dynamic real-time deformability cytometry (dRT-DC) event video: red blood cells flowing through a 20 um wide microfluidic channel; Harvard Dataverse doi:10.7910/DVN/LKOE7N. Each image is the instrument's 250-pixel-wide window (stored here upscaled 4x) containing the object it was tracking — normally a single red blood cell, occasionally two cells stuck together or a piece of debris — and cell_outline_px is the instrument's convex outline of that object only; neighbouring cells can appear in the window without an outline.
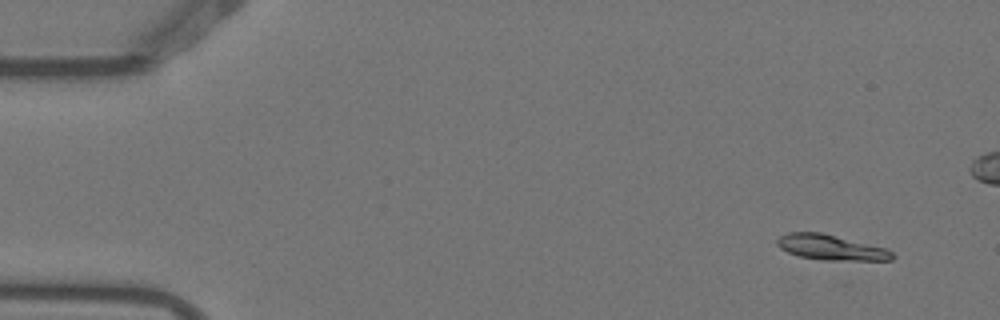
{"species": "Egyptian fruit bat (a non-hibernating species)", "species_latin": "Rousettus aegyptiacus", "temperature_condition": "warm", "stored_images_in_passage": 6, "camera_frame_rate_fps": 3000, "um_per_image_px": 0.085, "animal": {"sex": "female"}, "frame": {"image": 1, "passage_image": 1, "time_ms": 0.0, "image_size_px": [1000, 320], "cell_outline_px": [[896, 256], [892, 260], [824, 260], [800, 256], [788, 252], [780, 248], [776, 244], [776, 240], [780, 236], [788, 232], [820, 232], [888, 248]], "centroid_in_image_um": [70.65, 21.03], "position_along_channel_um": 14.3, "area_um2": 16.99}}
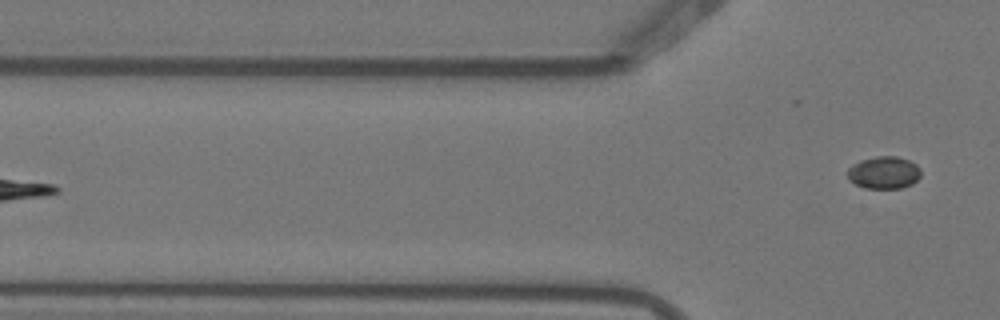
{"frame": {"image": 2, "passage_image": 6, "time_ms": 1.667, "image_size_px": [1000, 320], "cell_outline_px": [[920, 176], [912, 184], [900, 188], [864, 188], [848, 180], [848, 168], [852, 164], [860, 160], [876, 156], [896, 156], [908, 160], [916, 164], [920, 168]], "centroid_in_image_um": [75.11, 14.66], "position_along_channel_um": 50.7, "area_um2": 13.87}}